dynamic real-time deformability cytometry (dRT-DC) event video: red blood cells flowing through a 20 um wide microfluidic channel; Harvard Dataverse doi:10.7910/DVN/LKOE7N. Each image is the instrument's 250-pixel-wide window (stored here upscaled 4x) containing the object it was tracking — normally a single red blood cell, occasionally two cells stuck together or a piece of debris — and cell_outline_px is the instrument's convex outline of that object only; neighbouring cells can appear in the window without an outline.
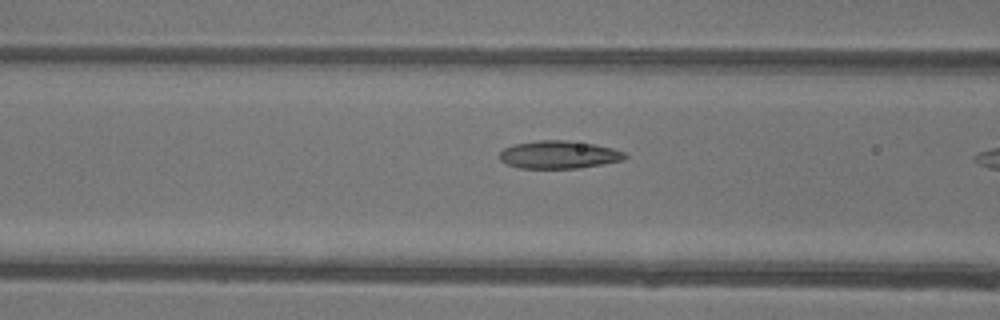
{"species": "common noctule bat (a hibernating species)", "species_latin": "Nyctalus noctula", "temperature_condition": "warm", "stored_images_in_passage": 7, "camera_frame_rate_fps": 3000, "um_per_image_px": 0.085, "animal": {"sex": "female"}, "frame": {"image": 1, "passage_image": 6, "time_ms": 1.667, "image_size_px": [1000, 320], "cell_outline_px": [[628, 156], [624, 160], [604, 164], [580, 168], [520, 168], [508, 164], [500, 160], [500, 152], [504, 148], [516, 144], [536, 140], [564, 140], [592, 144], [612, 148], [624, 152]], "centroid_in_image_um": [47.52, 13.15], "position_along_channel_um": 119.1, "area_um2": 20.23}}